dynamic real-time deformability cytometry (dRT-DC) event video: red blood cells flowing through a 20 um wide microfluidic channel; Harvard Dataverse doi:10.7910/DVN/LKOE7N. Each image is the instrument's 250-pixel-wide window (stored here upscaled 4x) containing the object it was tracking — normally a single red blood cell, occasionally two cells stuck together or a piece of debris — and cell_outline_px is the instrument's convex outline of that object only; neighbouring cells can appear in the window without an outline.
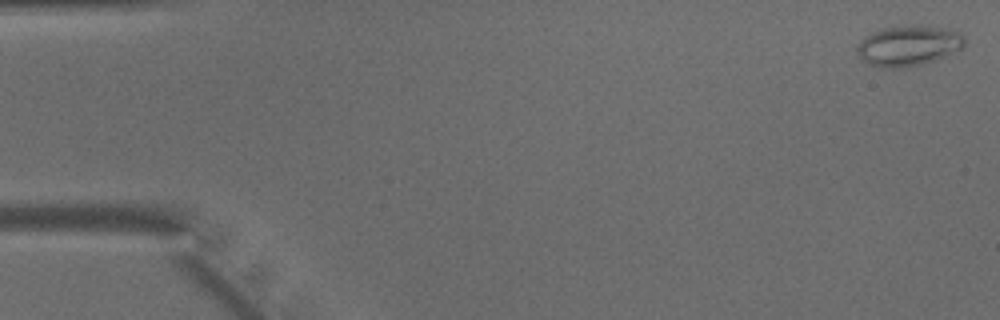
{"species": "common noctule bat (a hibernating species)", "species_latin": "Nyctalus noctula", "temperature_condition": "warm", "stored_images_in_passage": 37, "camera_frame_rate_fps": 3000, "um_per_image_px": 0.085, "animal": {"sex": "male", "body_mass_g": 15.6}, "frame": {"image": 1, "passage_image": 1, "time_ms": 0.0, "image_size_px": [1000, 320], "cell_outline_px": [[964, 48], [932, 60], [920, 64], [904, 68], [884, 68], [872, 64], [864, 60], [856, 52], [856, 48], [864, 36], [880, 28], [916, 24], [920, 24], [960, 32], [964, 36]], "centroid_in_image_um": [77.2, 3.86], "position_along_channel_um": 7.8, "area_um2": 25.2}}
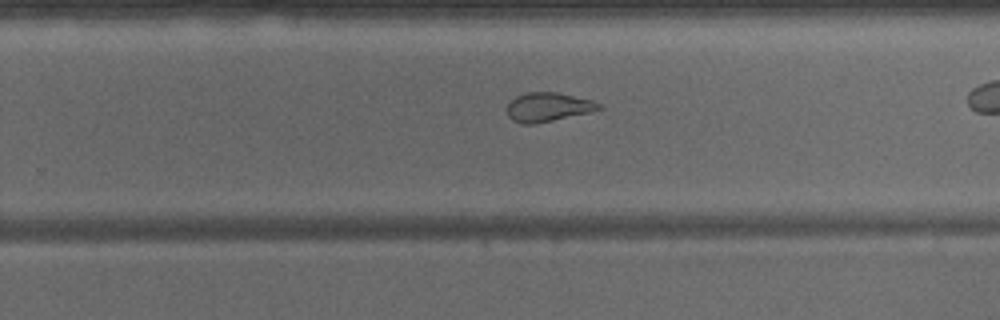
{"frame": {"image": 2, "passage_image": 30, "time_ms": 9.667, "image_size_px": [1000, 320], "cell_outline_px": [[604, 108], [592, 112], [536, 124], [520, 124], [512, 120], [508, 116], [508, 104], [516, 96], [524, 92], [556, 92], [592, 100], [604, 104]], "centroid_in_image_um": [46.63, 9.11], "position_along_channel_um": 283.2, "area_um2": 15.78}}
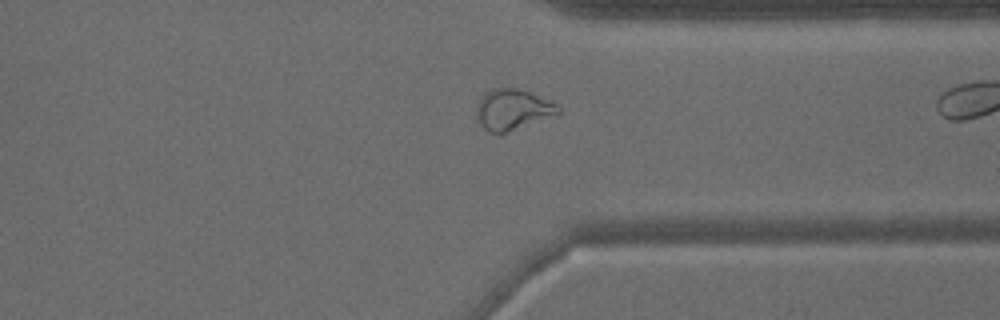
{"frame": {"image": 3, "passage_image": 36, "time_ms": 11.667, "image_size_px": [1000, 320], "cell_outline_px": [[560, 112], [504, 132], [488, 132], [480, 124], [476, 112], [476, 108], [484, 92], [492, 88], [520, 88], [556, 104], [560, 108]], "centroid_in_image_um": [43.51, 9.27], "position_along_channel_um": 367.9, "area_um2": 18.61}}